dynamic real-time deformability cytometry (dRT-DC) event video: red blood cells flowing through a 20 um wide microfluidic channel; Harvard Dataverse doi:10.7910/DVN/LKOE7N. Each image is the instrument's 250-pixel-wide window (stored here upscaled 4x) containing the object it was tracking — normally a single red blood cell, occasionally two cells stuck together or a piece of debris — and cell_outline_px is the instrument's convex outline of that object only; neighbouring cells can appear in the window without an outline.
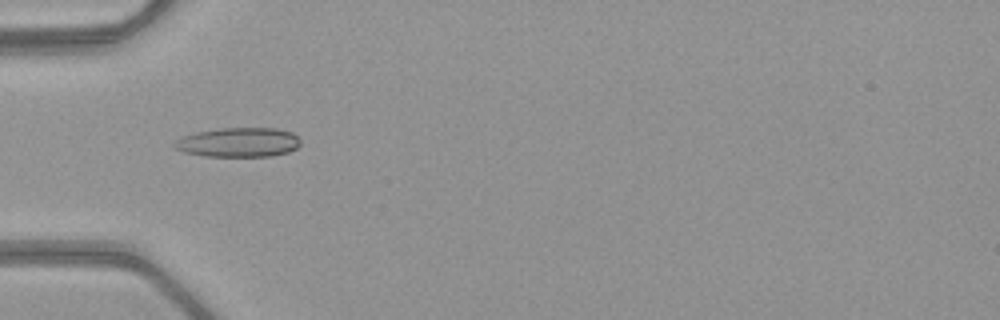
{"species": "common noctule bat (a hibernating species)", "species_latin": "Nyctalus noctula", "temperature_condition": "warm", "stored_images_in_passage": 52, "camera_frame_rate_fps": 3000, "um_per_image_px": 0.085, "animal": {"sex": "female", "body_mass_g": 21.9}, "frame": {"image": 1, "passage_image": 18, "time_ms": 5.667, "image_size_px": [1000, 320], "cell_outline_px": [[300, 144], [296, 148], [288, 152], [272, 156], [204, 156], [184, 152], [176, 148], [172, 144], [176, 140], [184, 136], [196, 132], [220, 128], [276, 128], [292, 132], [300, 140]], "centroid_in_image_um": [20.28, 12.09], "position_along_channel_um": 64.7, "area_um2": 21.56}}
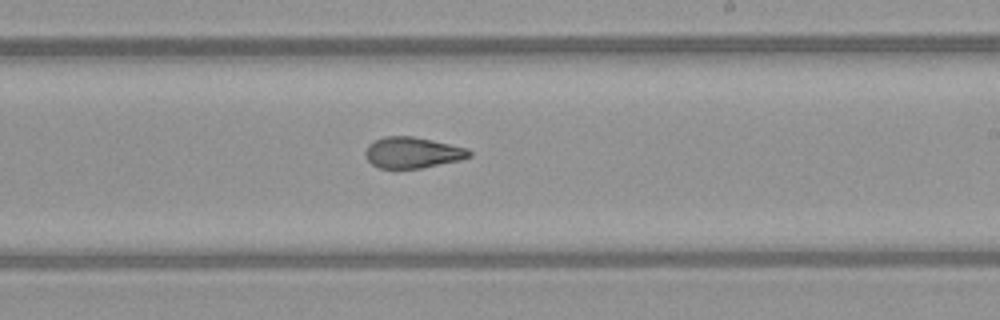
{"frame": {"image": 2, "passage_image": 32, "time_ms": 10.333, "image_size_px": [1000, 320], "cell_outline_px": [[472, 156], [460, 160], [420, 168], [380, 168], [372, 164], [364, 156], [364, 152], [368, 144], [384, 136], [412, 136], [432, 140], [468, 148], [472, 152]], "centroid_in_image_um": [35.06, 12.96], "position_along_channel_um": 253.9, "area_um2": 18.79}}
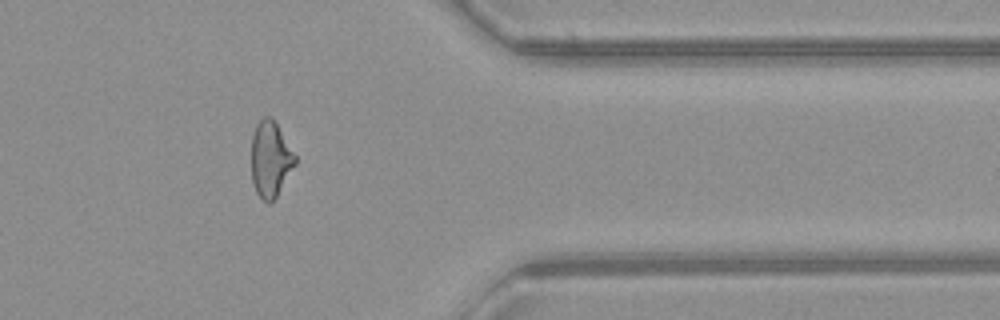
{"frame": {"image": 3, "passage_image": 43, "time_ms": 14.0, "image_size_px": [1000, 320], "cell_outline_px": [[296, 164], [276, 196], [268, 204], [256, 192], [252, 180], [252, 136], [256, 124], [264, 116], [272, 116], [276, 120], [296, 156]], "centroid_in_image_um": [23.0, 13.47], "position_along_channel_um": 388.4, "area_um2": 19.36}, "authors_computed_cell_mechanics": {"area_um2": 20.0277, "velocity_mm_per_s": 4.0715, "shape_relaxation_time_tau1_ms": null, "shape_relaxation_time_tau2_ms": 2.6111, "deformation_change_tau1": null, "deformation_change_tau2": 0.103}}